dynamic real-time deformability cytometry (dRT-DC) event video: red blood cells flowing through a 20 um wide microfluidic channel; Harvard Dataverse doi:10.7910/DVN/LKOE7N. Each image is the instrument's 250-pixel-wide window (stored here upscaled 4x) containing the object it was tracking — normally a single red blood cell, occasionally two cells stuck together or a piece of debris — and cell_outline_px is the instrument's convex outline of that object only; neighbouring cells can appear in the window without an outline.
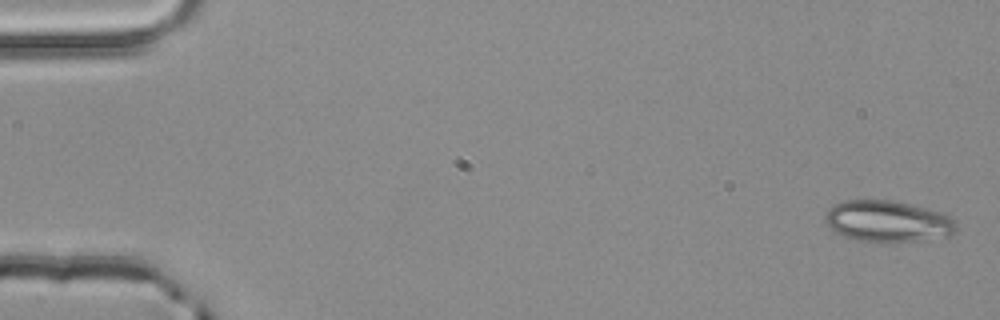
{"species": "common noctule bat (a hibernating species)", "species_latin": "Nyctalus noctula", "temperature_condition": "room temperature", "stored_images_in_passage": 3, "camera_frame_rate_fps": 3000, "um_per_image_px": 0.085, "animal": {"sex": "male", "body_mass_g": 20.4}, "frame": {"image": 1, "passage_image": 1, "time_ms": 0.0, "image_size_px": [1000, 320], "cell_outline_px": [[956, 232], [920, 240], [856, 240], [844, 236], [836, 232], [824, 220], [824, 216], [828, 208], [832, 204], [840, 200], [892, 200], [940, 212], [956, 220]], "centroid_in_image_um": [75.38, 18.76], "position_along_channel_um": 9.6, "area_um2": 30.81}}